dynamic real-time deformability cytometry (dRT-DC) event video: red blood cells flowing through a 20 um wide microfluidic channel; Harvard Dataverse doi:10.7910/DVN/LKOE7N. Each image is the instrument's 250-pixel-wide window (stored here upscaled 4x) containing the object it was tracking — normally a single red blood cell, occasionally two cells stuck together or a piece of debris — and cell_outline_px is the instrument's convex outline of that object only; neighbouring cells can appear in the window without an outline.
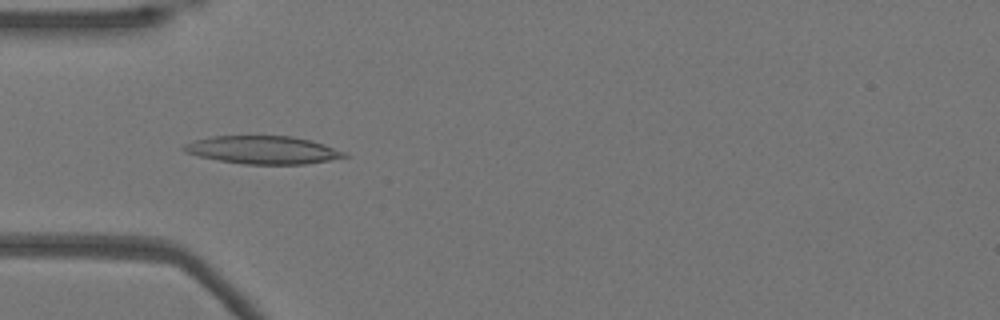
{"species": "Egyptian fruit bat (a non-hibernating species)", "species_latin": "Rousettus aegyptiacus", "temperature_condition": "warm", "stored_images_in_passage": 38, "camera_frame_rate_fps": 3000, "um_per_image_px": 0.085, "animal": {"sex": "female"}, "frame": {"image": 1, "passage_image": 2, "time_ms": 0.333, "image_size_px": [1000, 320], "cell_outline_px": [[348, 156], [328, 160], [304, 164], [244, 164], [220, 160], [200, 156], [184, 152], [180, 148], [184, 144], [192, 140], [212, 136], [292, 136], [312, 140], [348, 152]], "centroid_in_image_um": [22.34, 12.73], "position_along_channel_um": 62.7, "area_um2": 26.18}}
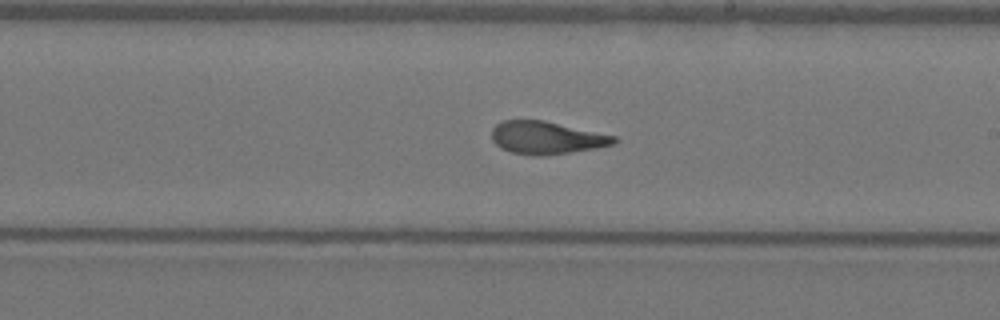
{"frame": {"image": 2, "passage_image": 16, "time_ms": 5.0, "image_size_px": [1000, 320], "cell_outline_px": [[620, 140], [616, 144], [596, 148], [540, 156], [532, 156], [512, 152], [500, 148], [492, 140], [492, 128], [496, 124], [504, 120], [544, 120], [616, 136]], "centroid_in_image_um": [46.46, 11.71], "position_along_channel_um": 242.5, "area_um2": 23.35}}
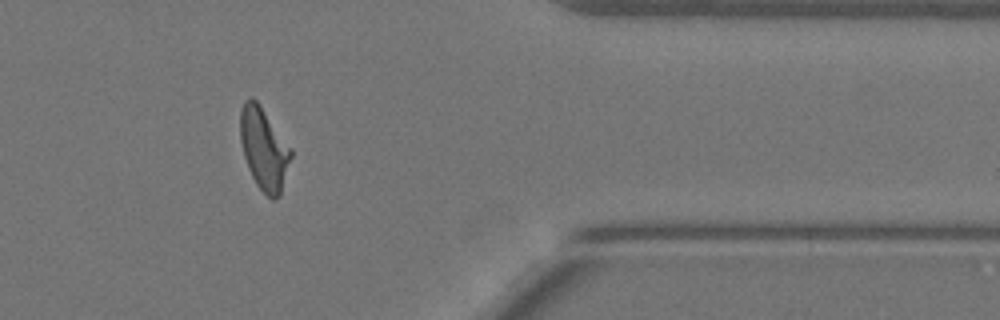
{"frame": {"image": 3, "passage_image": 29, "time_ms": 9.333, "image_size_px": [1000, 320], "cell_outline_px": [[292, 156], [280, 196], [276, 200], [272, 200], [256, 184], [248, 168], [244, 156], [240, 140], [240, 108], [244, 100], [248, 96], [252, 96], [260, 104], [292, 148]], "centroid_in_image_um": [22.43, 12.61], "position_along_channel_um": 389.0, "area_um2": 24.57}, "authors_computed_cell_mechanics": {"area_um2": 23.6691, "velocity_mm_per_s": 3.8774, "shape_relaxation_time_tau1_ms": 6.8912, "shape_relaxation_time_tau2_ms": 1.5307, "deformation_change_tau1": 0.2358, "deformation_change_tau2": 0.09}}